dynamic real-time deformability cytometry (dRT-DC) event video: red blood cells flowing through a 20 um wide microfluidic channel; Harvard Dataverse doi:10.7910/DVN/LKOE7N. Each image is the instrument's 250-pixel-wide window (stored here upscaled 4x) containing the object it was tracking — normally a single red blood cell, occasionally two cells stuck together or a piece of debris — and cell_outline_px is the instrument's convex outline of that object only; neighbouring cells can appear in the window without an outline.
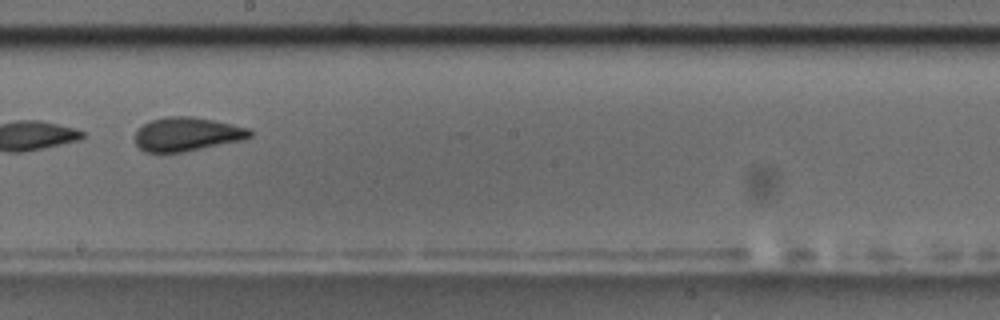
{"species": "common noctule bat (a hibernating species)", "species_latin": "Nyctalus noctula", "temperature_condition": "room temperature", "stored_images_in_passage": 13, "camera_frame_rate_fps": 3000, "um_per_image_px": 0.085, "animal": {"sex": "male", "body_mass_g": 17.5, "forearm_length_mm": 52.3}, "frame": {"image": 1, "passage_image": 6, "time_ms": 5.667, "image_size_px": [1000, 320], "cell_outline_px": [[252, 136], [244, 140], [184, 152], [144, 152], [136, 144], [132, 136], [144, 124], [152, 120], [168, 116], [192, 116], [252, 128]], "centroid_in_image_um": [15.91, 11.41], "position_along_channel_um": 232.3, "area_um2": 22.83}, "authors_computed_cell_mechanics": {"area_um2": 22.3108, "velocity_mm_per_s": 3.569, "shape_relaxation_time_tau1_ms": 5.3718, "shape_relaxation_time_tau2_ms": 1.5168, "deformation_change_tau1": 0.1576, "deformation_change_tau2": 0.0575}}